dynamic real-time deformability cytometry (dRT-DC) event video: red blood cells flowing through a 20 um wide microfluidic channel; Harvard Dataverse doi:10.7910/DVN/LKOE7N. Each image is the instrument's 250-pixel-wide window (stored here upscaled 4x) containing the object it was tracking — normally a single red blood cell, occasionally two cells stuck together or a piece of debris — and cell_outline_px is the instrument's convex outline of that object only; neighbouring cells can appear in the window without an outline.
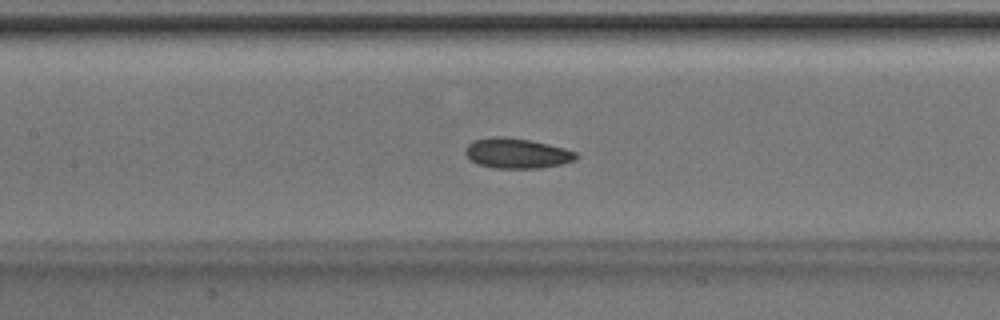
{"species": "Egyptian fruit bat (a non-hibernating species)", "species_latin": "Rousettus aegyptiacus", "temperature_condition": "room temperature", "stored_images_in_passage": 49, "camera_frame_rate_fps": 3000, "um_per_image_px": 0.085, "animal": {"sex": "male"}, "frame": {"image": 1, "passage_image": 22, "time_ms": 7.0, "image_size_px": [1000, 320], "cell_outline_px": [[576, 160], [560, 164], [540, 168], [496, 168], [480, 164], [472, 160], [464, 152], [468, 144], [472, 140], [492, 136], [504, 136], [532, 140], [564, 148], [576, 152]], "centroid_in_image_um": [43.92, 13.01], "position_along_channel_um": 163.5, "area_um2": 19.36}}
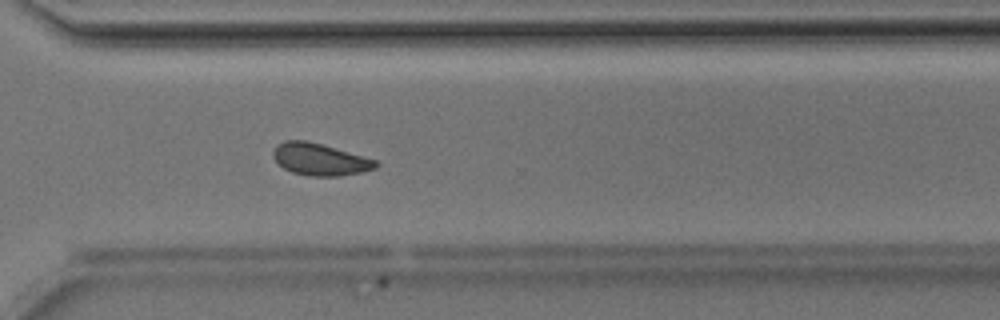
{"frame": {"image": 2, "passage_image": 35, "time_ms": 11.333, "image_size_px": [1000, 320], "cell_outline_px": [[380, 164], [376, 168], [360, 172], [340, 176], [308, 176], [292, 172], [284, 168], [272, 156], [272, 152], [276, 144], [284, 140], [308, 140], [376, 160]], "centroid_in_image_um": [27.16, 13.54], "position_along_channel_um": 343.4, "area_um2": 19.13}, "authors_computed_cell_mechanics": {"area_um2": 19.3052, "velocity_mm_per_s": 4.1591, "shape_relaxation_time_tau1_ms": 2.2168, "shape_relaxation_time_tau2_ms": 2.5521, "deformation_change_tau1": 0.0635, "deformation_change_tau2": 0.063}}